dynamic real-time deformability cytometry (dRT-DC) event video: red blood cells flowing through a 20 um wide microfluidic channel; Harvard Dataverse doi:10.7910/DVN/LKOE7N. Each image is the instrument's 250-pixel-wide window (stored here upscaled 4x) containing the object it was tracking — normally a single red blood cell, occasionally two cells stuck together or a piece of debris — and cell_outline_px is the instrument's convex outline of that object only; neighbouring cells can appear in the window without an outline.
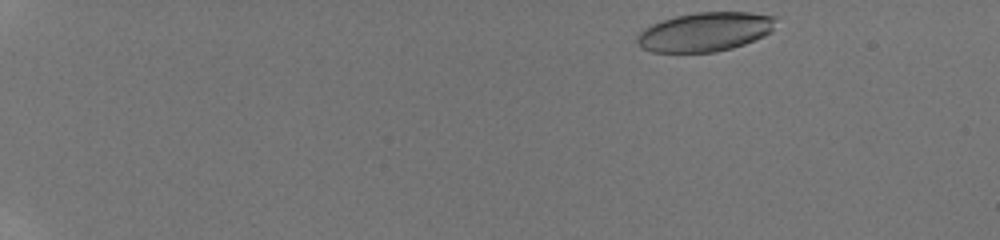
{"species": "human", "species_latin": "Homo sapiens", "temperature_condition": "room temperature", "stored_images_in_passage": 12, "camera_frame_rate_fps": 3000, "um_per_image_px": 0.085, "donor": {"sex": "male"}, "frame": {"image": 1, "passage_image": 1, "time_ms": 0.0, "image_size_px": [1000, 240], "cell_outline_px": [[780, 16], [772, 32], [764, 36], [744, 44], [732, 48], [716, 52], [652, 52], [644, 48], [636, 40], [636, 36], [644, 28], [652, 24], [676, 16], [696, 12], [752, 12]], "centroid_in_image_um": [60.01, 2.69], "position_along_channel_um": 25.0, "area_um2": 31.85}}
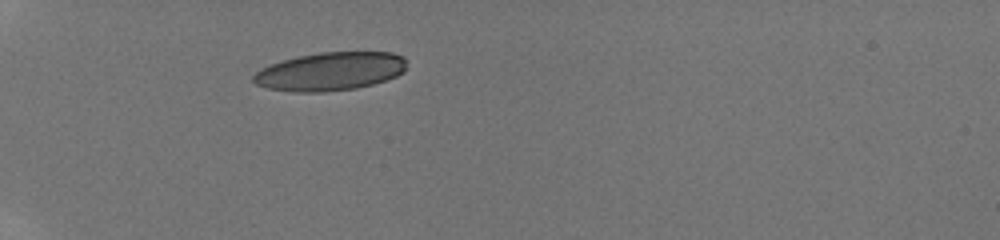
{"frame": {"image": 2, "passage_image": 8, "time_ms": 3.667, "image_size_px": [1000, 240], "cell_outline_px": [[404, 72], [396, 76], [372, 84], [356, 88], [324, 92], [292, 92], [268, 88], [256, 84], [252, 80], [252, 76], [260, 68], [296, 56], [320, 52], [392, 52], [404, 56]], "centroid_in_image_um": [28.04, 6.07], "position_along_channel_um": 57.0, "area_um2": 34.22}}
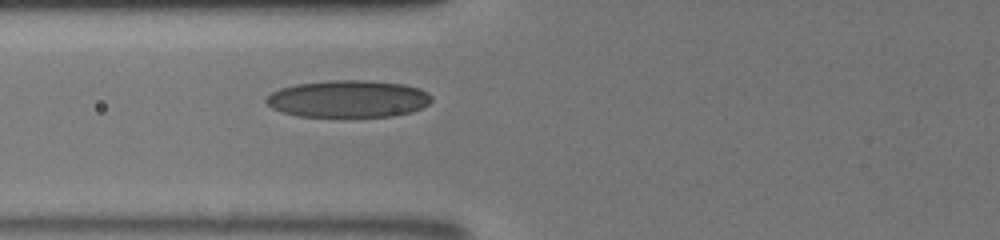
{"frame": {"image": 3, "passage_image": 12, "time_ms": 5.333, "image_size_px": [1000, 240], "cell_outline_px": [[432, 100], [428, 104], [412, 112], [392, 116], [300, 116], [284, 112], [272, 108], [264, 100], [272, 92], [280, 88], [296, 84], [328, 80], [368, 80], [404, 84], [420, 88], [428, 92], [432, 96]], "centroid_in_image_um": [29.63, 8.39], "position_along_channel_um": 96.2, "area_um2": 35.78}}